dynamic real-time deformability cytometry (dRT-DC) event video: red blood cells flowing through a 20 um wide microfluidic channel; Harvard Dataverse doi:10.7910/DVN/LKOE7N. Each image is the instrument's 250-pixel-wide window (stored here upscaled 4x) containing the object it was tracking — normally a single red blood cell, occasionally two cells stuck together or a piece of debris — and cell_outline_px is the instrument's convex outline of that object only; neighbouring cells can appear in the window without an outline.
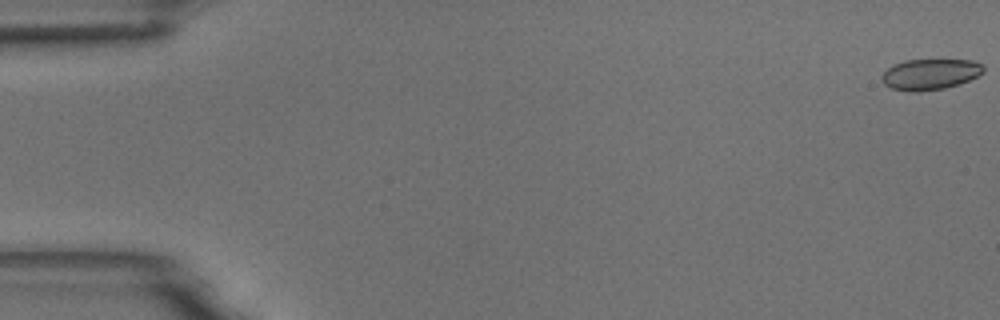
{"species": "common noctule bat (a hibernating species)", "species_latin": "Nyctalus noctula", "temperature_condition": "room temperature", "stored_images_in_passage": 17, "camera_frame_rate_fps": 3000, "um_per_image_px": 0.085, "animal": {"sex": "male", "body_mass_g": 18.8}, "frame": {"image": 1, "passage_image": 1, "time_ms": 0.0, "image_size_px": [1000, 320], "cell_outline_px": [[984, 72], [960, 84], [944, 88], [916, 92], [912, 92], [892, 88], [884, 84], [880, 80], [880, 76], [892, 64], [904, 60], [972, 60], [980, 64], [984, 68]], "centroid_in_image_um": [79.01, 6.31], "position_along_channel_um": 6.0, "area_um2": 18.26}}
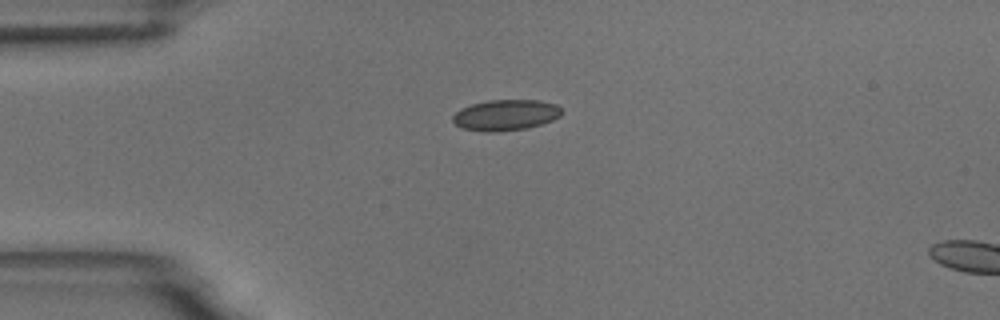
{"frame": {"image": 2, "passage_image": 14, "time_ms": 4.333, "image_size_px": [1000, 320], "cell_outline_px": [[564, 112], [560, 116], [552, 120], [528, 128], [496, 132], [484, 132], [460, 128], [452, 120], [452, 116], [460, 108], [472, 104], [488, 100], [540, 100], [556, 104]], "centroid_in_image_um": [42.97, 9.78], "position_along_channel_um": 42.0, "area_um2": 19.77}}